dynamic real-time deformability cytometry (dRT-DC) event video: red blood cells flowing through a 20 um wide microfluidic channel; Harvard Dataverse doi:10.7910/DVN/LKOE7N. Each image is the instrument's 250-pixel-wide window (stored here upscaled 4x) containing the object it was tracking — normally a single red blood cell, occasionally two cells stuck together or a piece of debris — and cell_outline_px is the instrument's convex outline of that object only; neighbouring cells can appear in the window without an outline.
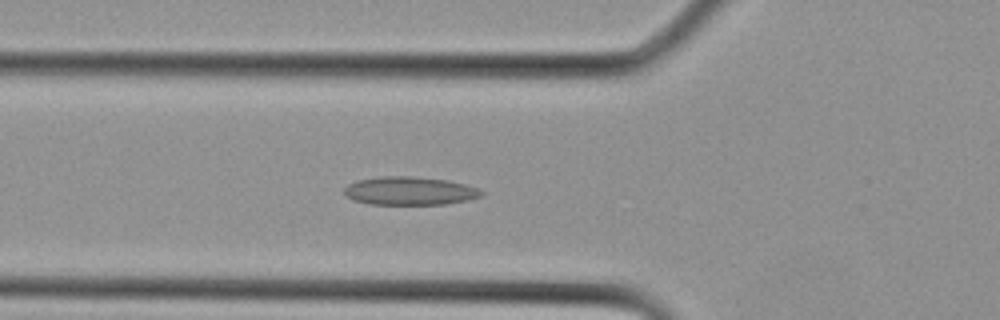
{"species": "Egyptian fruit bat (a non-hibernating species)", "species_latin": "Rousettus aegyptiacus", "temperature_condition": "cold", "stored_images_in_passage": 6, "camera_frame_rate_fps": 3000, "um_per_image_px": 0.085, "animal": {"sex": "female"}, "frame": {"image": 1, "passage_image": 4, "time_ms": 1.0, "image_size_px": [1000, 320], "cell_outline_px": [[484, 192], [480, 196], [468, 200], [444, 204], [368, 204], [352, 200], [344, 192], [344, 188], [348, 184], [356, 180], [380, 176], [412, 176], [448, 180], [464, 184], [476, 188]], "centroid_in_image_um": [34.78, 16.22], "position_along_channel_um": 91.0, "area_um2": 22.6}}
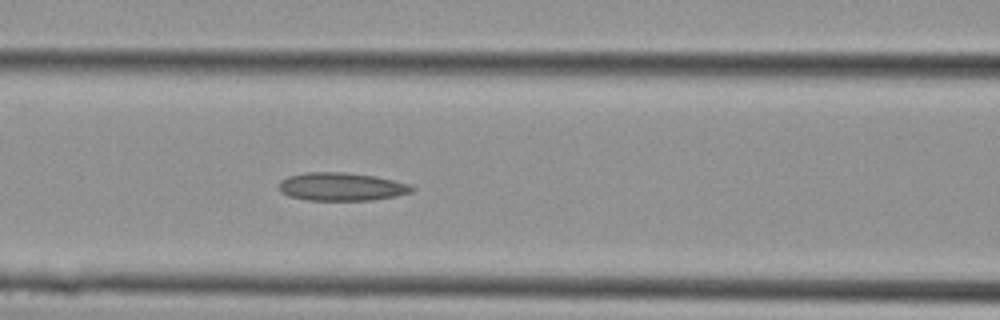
{"frame": {"image": 2, "passage_image": 6, "time_ms": 1.667, "image_size_px": [1000, 320], "cell_outline_px": [[416, 188], [412, 192], [396, 196], [372, 200], [308, 200], [288, 196], [280, 192], [280, 180], [288, 176], [304, 172], [344, 172], [376, 176], [408, 184]], "centroid_in_image_um": [29.01, 15.86], "position_along_channel_um": 137.6, "area_um2": 21.85}}